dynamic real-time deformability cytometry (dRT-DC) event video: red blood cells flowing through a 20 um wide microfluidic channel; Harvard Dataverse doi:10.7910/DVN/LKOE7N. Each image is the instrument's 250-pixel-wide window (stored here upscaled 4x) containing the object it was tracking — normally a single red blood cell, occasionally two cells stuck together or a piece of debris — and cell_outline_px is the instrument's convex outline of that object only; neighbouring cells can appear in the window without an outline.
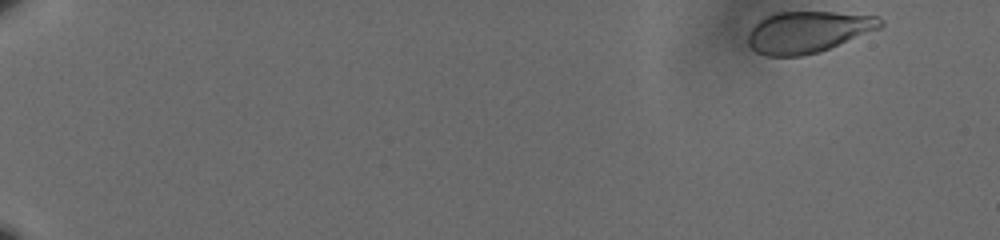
{"species": "human", "species_latin": "Homo sapiens", "temperature_condition": "cold", "stored_images_in_passage": 11, "camera_frame_rate_fps": 3000, "um_per_image_px": 0.085, "donor": {"sex": "male"}, "frame": {"image": 1, "passage_image": 1, "time_ms": 0.0, "image_size_px": [1000, 240], "cell_outline_px": [[884, 24], [880, 28], [820, 52], [800, 56], [768, 56], [756, 52], [748, 44], [748, 32], [764, 16], [776, 12], [832, 12], [880, 16], [884, 20]], "centroid_in_image_um": [68.68, 2.71], "position_along_channel_um": 16.3, "area_um2": 32.08}}
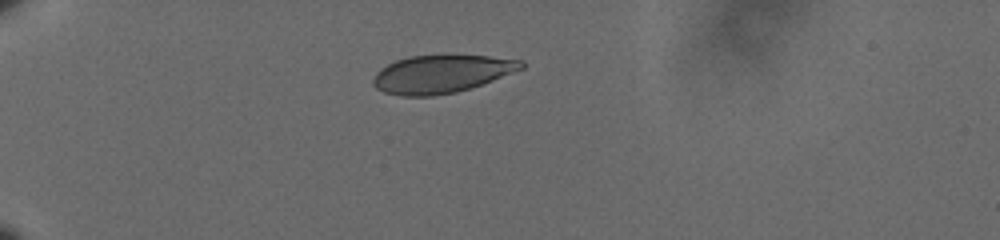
{"frame": {"image": 2, "passage_image": 8, "time_ms": 2.333, "image_size_px": [1000, 240], "cell_outline_px": [[524, 68], [492, 80], [456, 92], [432, 96], [400, 96], [384, 92], [376, 88], [372, 84], [372, 80], [376, 72], [380, 68], [396, 60], [408, 56], [488, 56], [524, 60]], "centroid_in_image_um": [37.48, 6.29], "position_along_channel_um": 47.5, "area_um2": 32.43}}
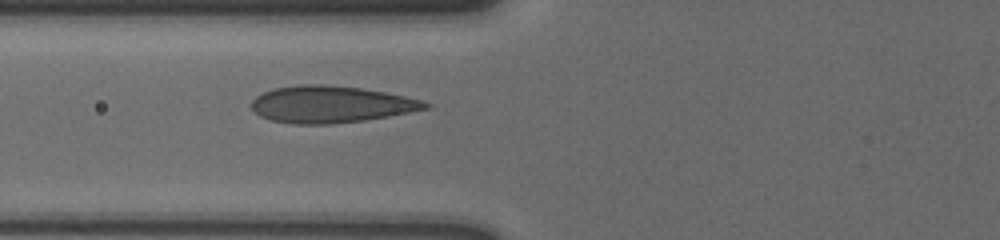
{"frame": {"image": 3, "passage_image": 11, "time_ms": 3.333, "image_size_px": [1000, 240], "cell_outline_px": [[432, 104], [428, 108], [388, 116], [364, 120], [332, 124], [292, 124], [272, 120], [260, 116], [252, 108], [252, 100], [256, 96], [264, 92], [276, 88], [300, 84], [320, 84], [360, 88], [384, 92], [404, 96], [420, 100]], "centroid_in_image_um": [28.1, 8.87], "position_along_channel_um": 97.7, "area_um2": 36.93}}